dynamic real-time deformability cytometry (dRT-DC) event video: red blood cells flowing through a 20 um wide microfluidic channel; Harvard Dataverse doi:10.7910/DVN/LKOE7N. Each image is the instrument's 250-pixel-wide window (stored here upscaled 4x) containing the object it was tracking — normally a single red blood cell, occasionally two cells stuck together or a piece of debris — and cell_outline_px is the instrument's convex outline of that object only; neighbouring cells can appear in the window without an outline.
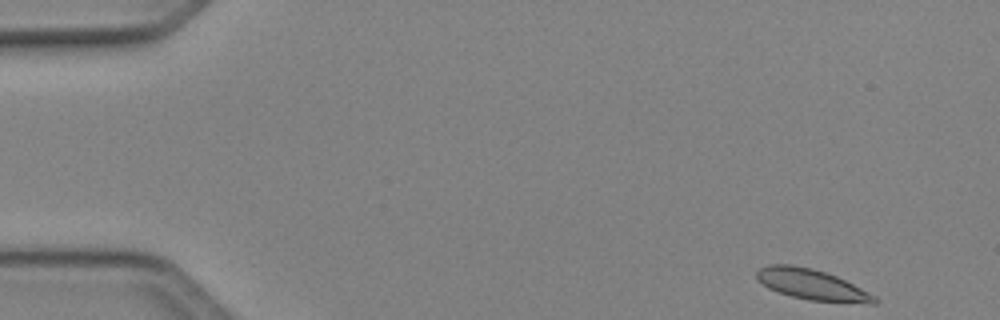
{"species": "Egyptian fruit bat (a non-hibernating species)", "species_latin": "Rousettus aegyptiacus", "temperature_condition": "cold", "stored_images_in_passage": 48, "segment_of_instrument_passage": [1, 2], "camera_frame_rate_fps": 3000, "um_per_image_px": 0.085, "animal": {"sex": "female"}, "frame": {"image": 1, "passage_image": 1, "time_ms": 0.0, "image_size_px": [1000, 320], "cell_outline_px": [[876, 304], [868, 304], [808, 300], [792, 296], [768, 288], [756, 276], [756, 272], [760, 268], [768, 264], [792, 264], [812, 268], [836, 276], [876, 296]], "centroid_in_image_um": [69.01, 24.19], "position_along_channel_um": 16.0, "area_um2": 20.81}}
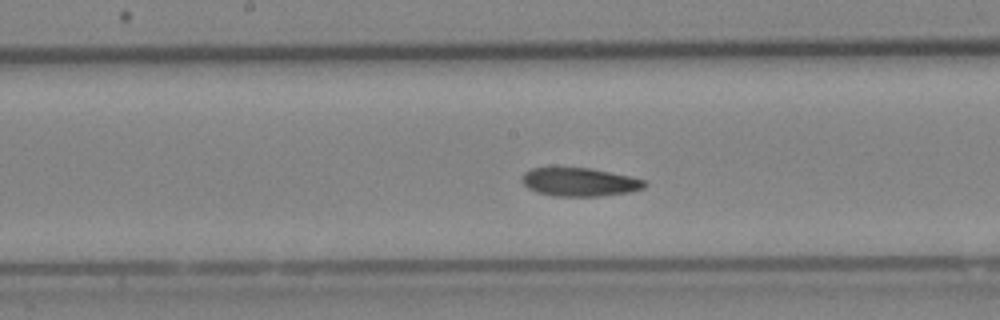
{"frame": {"image": 2, "passage_image": 23, "time_ms": 7.333, "image_size_px": [1000, 320], "cell_outline_px": [[648, 184], [644, 188], [628, 192], [600, 196], [552, 196], [536, 192], [528, 188], [520, 180], [520, 176], [524, 172], [532, 168], [592, 168], [628, 176], [644, 180]], "centroid_in_image_um": [49.22, 15.47], "position_along_channel_um": 199.0, "area_um2": 20.35}}
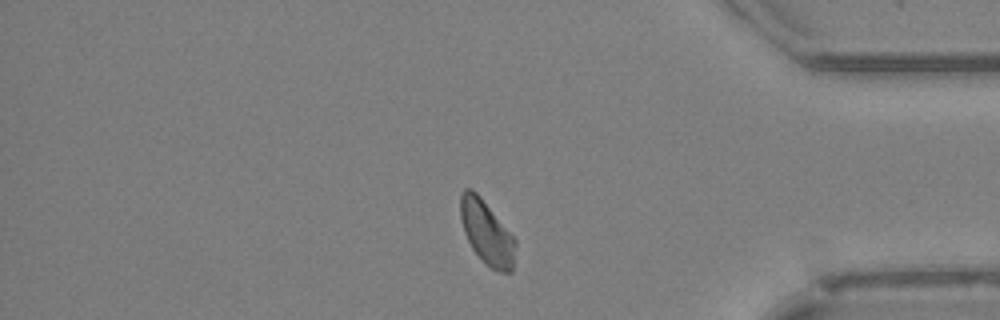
{"frame": {"image": 3, "passage_image": 39, "time_ms": 12.667, "image_size_px": [1000, 320], "cell_outline_px": [[516, 244], [512, 272], [500, 272], [492, 268], [472, 248], [464, 232], [460, 216], [460, 196], [464, 188], [472, 188], [480, 196], [516, 240]], "centroid_in_image_um": [41.36, 19.74], "position_along_channel_um": 393.8, "area_um2": 20.06}}